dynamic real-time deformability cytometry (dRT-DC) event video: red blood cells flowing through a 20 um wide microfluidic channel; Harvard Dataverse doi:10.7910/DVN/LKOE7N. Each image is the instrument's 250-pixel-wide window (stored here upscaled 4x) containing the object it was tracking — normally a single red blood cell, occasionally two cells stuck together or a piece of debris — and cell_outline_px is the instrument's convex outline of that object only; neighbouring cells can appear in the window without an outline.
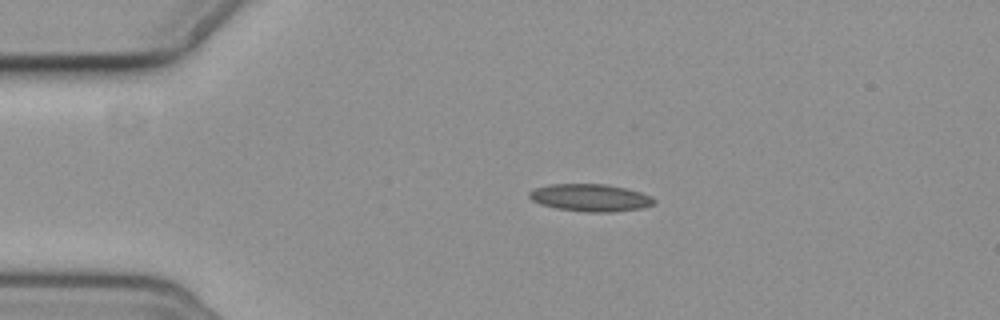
{"species": "common noctule bat (a hibernating species)", "species_latin": "Nyctalus noctula", "temperature_condition": "cold", "stored_images_in_passage": 3, "camera_frame_rate_fps": 3000, "um_per_image_px": 0.085, "animal": {"sex": "female", "body_mass_g": 19.3, "forearm_length_mm": 54.1}, "frame": {"image": 1, "passage_image": 1, "time_ms": 0.0, "image_size_px": [1000, 320], "cell_outline_px": [[656, 200], [652, 204], [644, 208], [612, 212], [584, 212], [556, 208], [540, 204], [532, 200], [528, 196], [528, 192], [536, 188], [548, 184], [604, 184], [624, 188], [640, 192], [652, 196]], "centroid_in_image_um": [50.17, 16.81], "position_along_channel_um": 34.8, "area_um2": 19.94}}
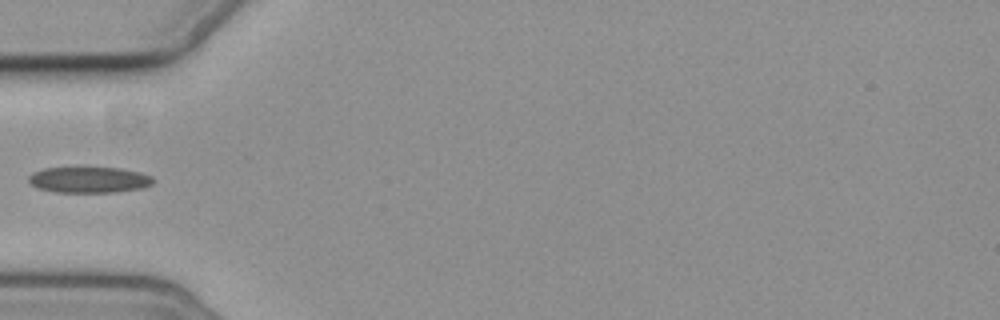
{"frame": {"image": 2, "passage_image": 3, "time_ms": 2.333, "image_size_px": [1000, 320], "cell_outline_px": [[156, 180], [152, 184], [140, 188], [112, 192], [56, 192], [36, 188], [28, 180], [28, 176], [32, 172], [44, 168], [120, 168], [140, 172], [152, 176]], "centroid_in_image_um": [7.56, 15.28], "position_along_channel_um": 77.4, "area_um2": 18.79}}